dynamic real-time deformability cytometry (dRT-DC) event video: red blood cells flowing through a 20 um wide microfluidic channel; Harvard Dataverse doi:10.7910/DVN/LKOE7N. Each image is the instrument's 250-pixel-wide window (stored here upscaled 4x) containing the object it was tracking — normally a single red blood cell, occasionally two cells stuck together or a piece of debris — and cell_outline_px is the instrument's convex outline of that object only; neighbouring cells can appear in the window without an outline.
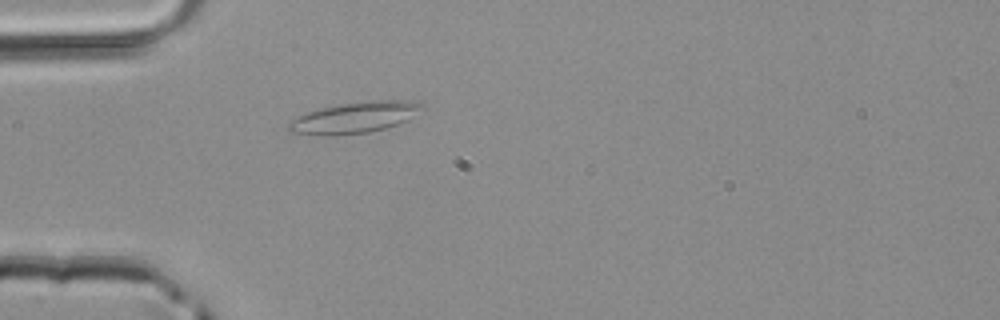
{"species": "common noctule bat (a hibernating species)", "species_latin": "Nyctalus noctula", "temperature_condition": "room temperature", "stored_images_in_passage": 2, "camera_frame_rate_fps": 3000, "um_per_image_px": 0.085, "animal": {"sex": "male", "body_mass_g": 20.4}, "frame": {"image": 1, "passage_image": 2, "time_ms": 0.333, "image_size_px": [1000, 320], "cell_outline_px": [[424, 108], [408, 120], [400, 124], [372, 132], [336, 136], [320, 136], [288, 132], [288, 124], [292, 120], [308, 112], [320, 108], [344, 104], [372, 100], [408, 100], [424, 104]], "centroid_in_image_um": [30.17, 10.01], "position_along_channel_um": 54.8, "area_um2": 24.39}}